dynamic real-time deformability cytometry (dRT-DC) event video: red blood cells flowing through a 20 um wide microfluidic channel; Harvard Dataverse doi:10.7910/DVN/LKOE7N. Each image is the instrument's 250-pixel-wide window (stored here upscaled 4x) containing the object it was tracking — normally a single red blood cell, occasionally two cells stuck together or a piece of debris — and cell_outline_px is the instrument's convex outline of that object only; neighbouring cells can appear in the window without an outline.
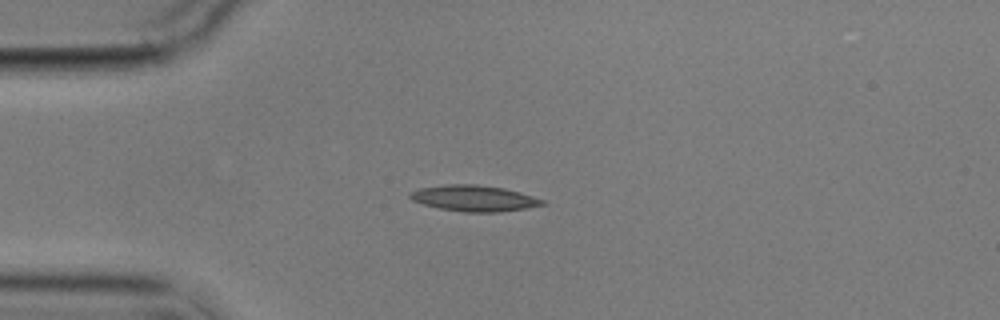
{"species": "common noctule bat (a hibernating species)", "species_latin": "Nyctalus noctula", "temperature_condition": "cold", "stored_images_in_passage": 4, "camera_frame_rate_fps": 3000, "um_per_image_px": 0.085, "animal": {"sex": "male", "body_mass_g": 17.9}, "frame": {"image": 1, "passage_image": 4, "time_ms": 3.667, "image_size_px": [1000, 320], "cell_outline_px": [[548, 204], [528, 208], [500, 212], [464, 212], [440, 208], [424, 204], [412, 200], [408, 196], [408, 192], [420, 188], [444, 184], [476, 184], [504, 188], [520, 192], [544, 200]], "centroid_in_image_um": [40.31, 16.85], "position_along_channel_um": 44.7, "area_um2": 20.17}}